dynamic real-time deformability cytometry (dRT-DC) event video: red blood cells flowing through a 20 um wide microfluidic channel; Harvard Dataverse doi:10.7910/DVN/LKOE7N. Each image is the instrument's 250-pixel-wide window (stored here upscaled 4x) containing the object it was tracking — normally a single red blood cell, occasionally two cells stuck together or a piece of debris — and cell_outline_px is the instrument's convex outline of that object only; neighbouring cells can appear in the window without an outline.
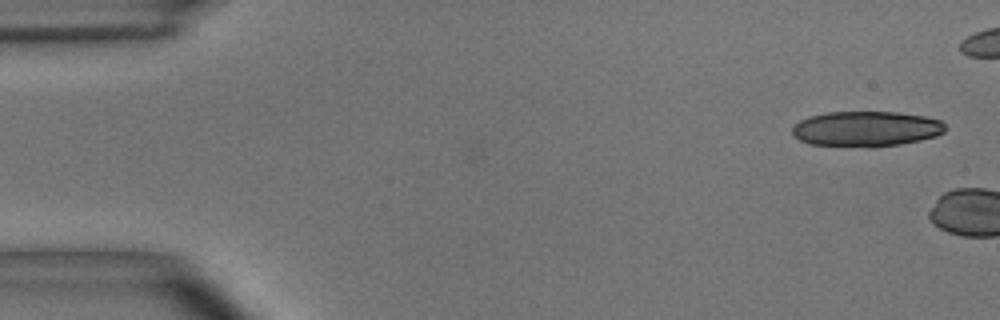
{"species": "common noctule bat (a hibernating species)", "species_latin": "Nyctalus noctula", "temperature_condition": "room temperature", "stored_images_in_passage": 2, "camera_frame_rate_fps": 3000, "um_per_image_px": 0.085, "animal": {"sex": "male", "body_mass_g": 15.6}, "frame": {"image": 1, "passage_image": 2, "time_ms": 0.333, "image_size_px": [1000, 320], "cell_outline_px": [[944, 132], [936, 136], [920, 140], [900, 144], [872, 148], [812, 144], [800, 140], [792, 132], [792, 128], [800, 120], [808, 116], [828, 112], [896, 112], [924, 116], [940, 120], [944, 124]], "centroid_in_image_um": [73.62, 10.96], "position_along_channel_um": 11.4, "area_um2": 31.5}}